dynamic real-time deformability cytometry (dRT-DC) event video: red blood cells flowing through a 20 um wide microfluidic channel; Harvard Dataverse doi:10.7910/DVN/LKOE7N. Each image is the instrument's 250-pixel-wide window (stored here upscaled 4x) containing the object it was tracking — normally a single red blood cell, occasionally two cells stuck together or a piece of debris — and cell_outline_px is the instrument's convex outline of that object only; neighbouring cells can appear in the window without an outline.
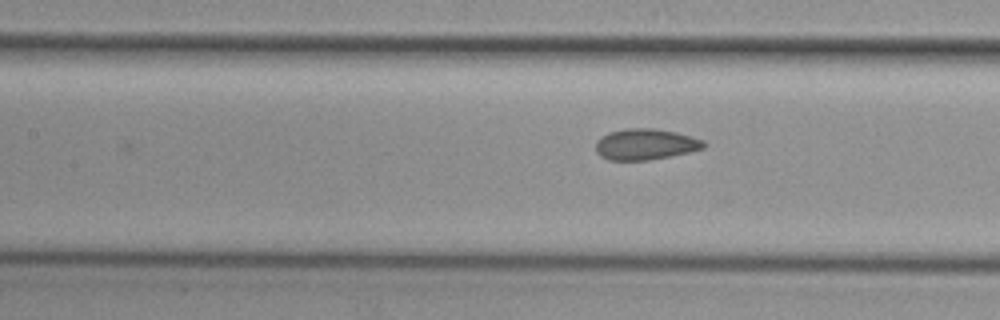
{"species": "common noctule bat (a hibernating species)", "species_latin": "Nyctalus noctula", "temperature_condition": "cold", "stored_images_in_passage": 4, "camera_frame_rate_fps": 3000, "um_per_image_px": 0.085, "animal": {"sex": "female", "body_mass_g": 29.2, "forearm_length_mm": 56.3}, "frame": {"image": 1, "passage_image": 4, "time_ms": 1.0, "image_size_px": [1000, 320], "cell_outline_px": [[708, 144], [704, 148], [688, 152], [648, 160], [608, 160], [600, 156], [596, 152], [596, 140], [600, 136], [608, 132], [624, 128], [652, 128], [676, 132], [704, 140]], "centroid_in_image_um": [54.83, 12.25], "position_along_channel_um": 152.6, "area_um2": 19.65}}